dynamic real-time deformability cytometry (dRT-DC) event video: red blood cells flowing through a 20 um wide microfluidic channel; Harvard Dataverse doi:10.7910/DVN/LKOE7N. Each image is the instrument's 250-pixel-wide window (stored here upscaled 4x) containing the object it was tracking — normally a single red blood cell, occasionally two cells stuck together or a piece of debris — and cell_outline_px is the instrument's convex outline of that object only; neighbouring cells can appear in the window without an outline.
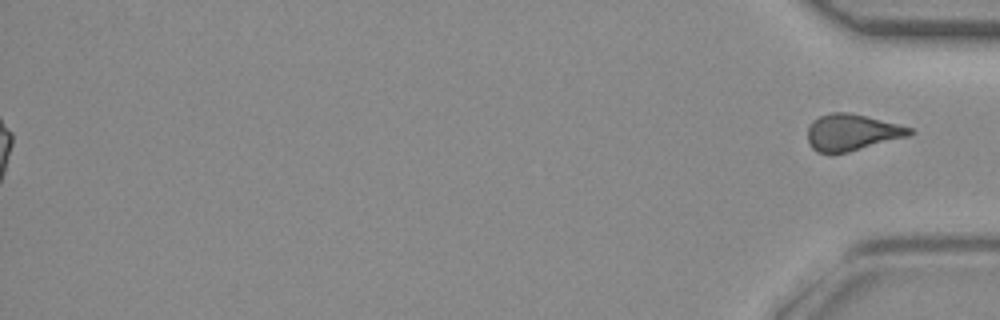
{"species": "common noctule bat (a hibernating species)", "species_latin": "Nyctalus noctula", "temperature_condition": "room temperature", "stored_images_in_passage": 45, "segment_of_instrument_passage": [2, 2], "camera_frame_rate_fps": 3000, "um_per_image_px": 0.085, "animal": {"sex": "female", "body_mass_g": 29.2, "forearm_length_mm": 56.3}, "frame": {"image": 1, "passage_image": 45, "time_ms": 14.667, "image_size_px": [1000, 320], "cell_outline_px": [[916, 132], [908, 136], [848, 152], [816, 152], [808, 144], [808, 128], [812, 120], [820, 116], [832, 112], [848, 112], [912, 128]], "centroid_in_image_um": [72.38, 11.25], "position_along_channel_um": 362.8, "area_um2": 21.39}}